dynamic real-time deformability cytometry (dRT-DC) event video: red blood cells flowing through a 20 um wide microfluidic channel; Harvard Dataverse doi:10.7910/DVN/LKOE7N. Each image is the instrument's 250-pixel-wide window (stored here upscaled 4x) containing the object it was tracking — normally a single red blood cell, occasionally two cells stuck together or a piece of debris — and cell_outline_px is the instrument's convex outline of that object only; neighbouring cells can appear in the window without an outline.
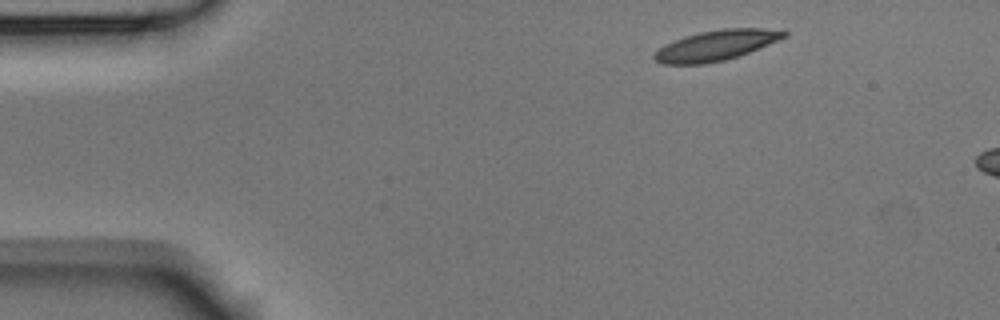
{"species": "Egyptian fruit bat (a non-hibernating species)", "species_latin": "Rousettus aegyptiacus", "temperature_condition": "room temperature", "stored_images_in_passage": 2, "camera_frame_rate_fps": 3000, "um_per_image_px": 0.085, "animal": {"sex": "male"}, "frame": {"image": 1, "passage_image": 1, "time_ms": 0.0, "image_size_px": [1000, 320], "cell_outline_px": [[788, 36], [748, 52], [724, 60], [704, 64], [660, 64], [652, 56], [660, 48], [684, 36], [700, 32], [724, 28], [760, 28], [788, 32]], "centroid_in_image_um": [60.85, 3.86], "position_along_channel_um": 24.1, "area_um2": 22.43}}